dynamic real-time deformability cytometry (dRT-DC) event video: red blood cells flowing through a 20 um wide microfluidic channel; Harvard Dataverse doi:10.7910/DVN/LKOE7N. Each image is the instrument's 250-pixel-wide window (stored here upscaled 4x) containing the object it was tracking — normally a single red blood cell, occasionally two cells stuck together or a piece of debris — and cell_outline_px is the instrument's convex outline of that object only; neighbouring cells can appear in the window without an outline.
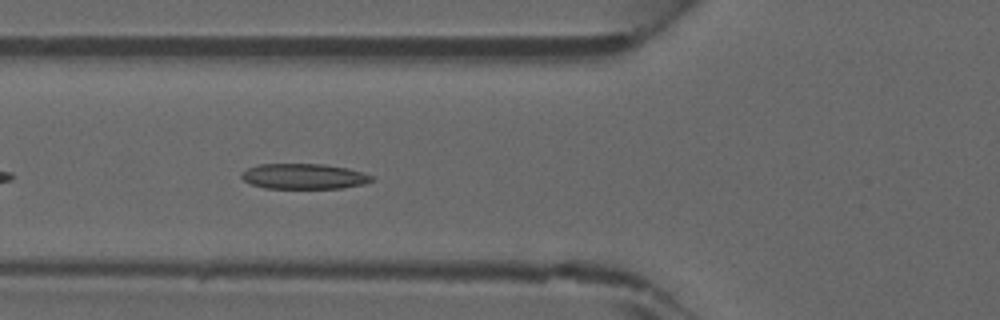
{"species": "common noctule bat (a hibernating species)", "species_latin": "Nyctalus noctula", "temperature_condition": "warm", "stored_images_in_passage": 32, "camera_frame_rate_fps": 3000, "um_per_image_px": 0.085, "animal": {"sex": "male", "forearm_length_mm": 52.5}, "frame": {"image": 1, "passage_image": 5, "time_ms": 1.333, "image_size_px": [1000, 320], "cell_outline_px": [[372, 180], [364, 184], [344, 188], [264, 188], [252, 184], [244, 180], [240, 176], [248, 168], [260, 164], [324, 164], [348, 168], [364, 172], [372, 176]], "centroid_in_image_um": [25.86, 14.99], "position_along_channel_um": 99.9, "area_um2": 19.19}}
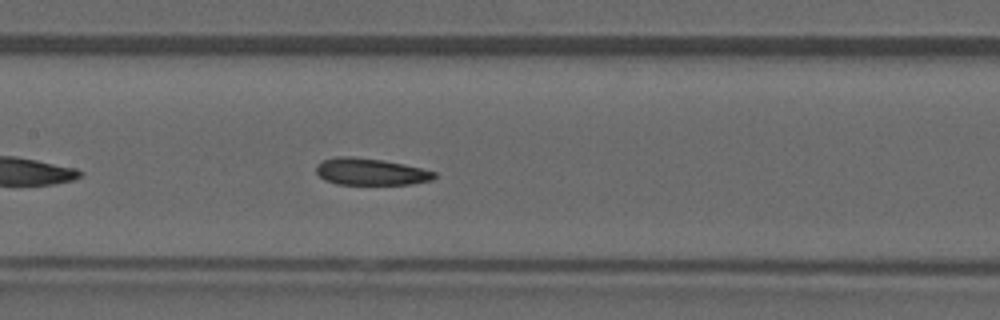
{"frame": {"image": 2, "passage_image": 10, "time_ms": 3.0, "image_size_px": [1000, 320], "cell_outline_px": [[436, 176], [432, 180], [412, 184], [336, 184], [324, 180], [316, 172], [316, 164], [324, 160], [340, 156], [352, 156], [384, 160], [404, 164], [436, 172]], "centroid_in_image_um": [31.49, 14.59], "position_along_channel_um": 175.9, "area_um2": 18.5}}